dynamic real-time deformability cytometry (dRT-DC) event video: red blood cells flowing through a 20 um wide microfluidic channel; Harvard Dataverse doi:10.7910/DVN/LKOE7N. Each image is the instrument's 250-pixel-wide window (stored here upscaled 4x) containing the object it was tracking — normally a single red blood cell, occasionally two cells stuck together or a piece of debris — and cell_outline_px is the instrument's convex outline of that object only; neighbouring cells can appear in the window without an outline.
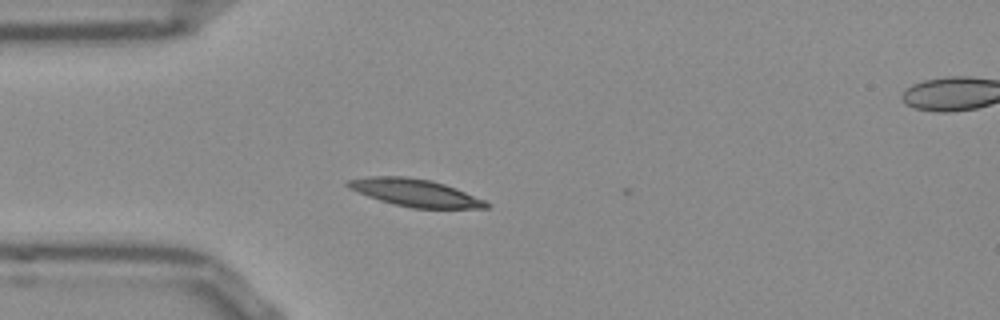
{"species": "Egyptian fruit bat (a non-hibernating species)", "species_latin": "Rousettus aegyptiacus", "temperature_condition": "room temperature", "stored_images_in_passage": 33, "camera_frame_rate_fps": 3000, "um_per_image_px": 0.085, "frame": {"image": 1, "passage_image": 1, "time_ms": 0.0, "image_size_px": [1000, 320], "cell_outline_px": [[492, 204], [488, 208], [412, 208], [392, 204], [368, 196], [348, 188], [344, 184], [348, 180], [368, 176], [404, 176], [432, 180], [456, 188], [484, 200]], "centroid_in_image_um": [35.27, 16.38], "position_along_channel_um": 49.7, "area_um2": 22.14}}
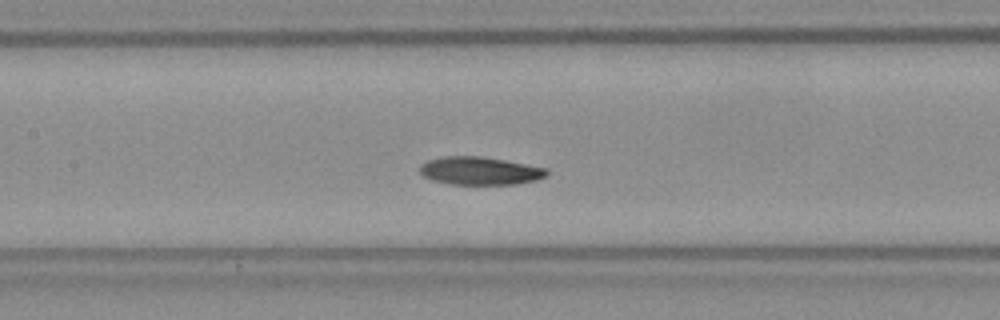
{"frame": {"image": 2, "passage_image": 11, "time_ms": 3.333, "image_size_px": [1000, 320], "cell_outline_px": [[548, 172], [544, 176], [536, 180], [516, 184], [452, 184], [432, 180], [424, 176], [420, 172], [420, 164], [428, 160], [444, 156], [480, 156], [504, 160], [548, 168]], "centroid_in_image_um": [40.78, 14.51], "position_along_channel_um": 166.6, "area_um2": 20.58}}
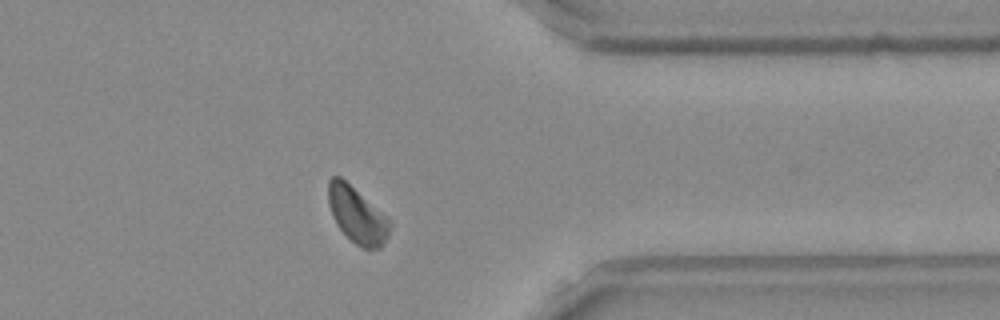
{"frame": {"image": 3, "passage_image": 29, "time_ms": 9.333, "image_size_px": [1000, 320], "cell_outline_px": [[392, 224], [388, 236], [380, 248], [360, 248], [336, 224], [332, 216], [328, 204], [328, 180], [332, 176], [340, 176], [388, 216], [392, 220]], "centroid_in_image_um": [30.37, 18.26], "position_along_channel_um": 381.0, "area_um2": 20.23}, "authors_computed_cell_mechanics": {"area_um2": 20.808, "velocity_mm_per_s": 3.7833, "shape_relaxation_time_tau1_ms": 3.3063, "shape_relaxation_time_tau2_ms": 6.4753, "deformation_change_tau1": 0.1166, "deformation_change_tau2": 0.1238}}